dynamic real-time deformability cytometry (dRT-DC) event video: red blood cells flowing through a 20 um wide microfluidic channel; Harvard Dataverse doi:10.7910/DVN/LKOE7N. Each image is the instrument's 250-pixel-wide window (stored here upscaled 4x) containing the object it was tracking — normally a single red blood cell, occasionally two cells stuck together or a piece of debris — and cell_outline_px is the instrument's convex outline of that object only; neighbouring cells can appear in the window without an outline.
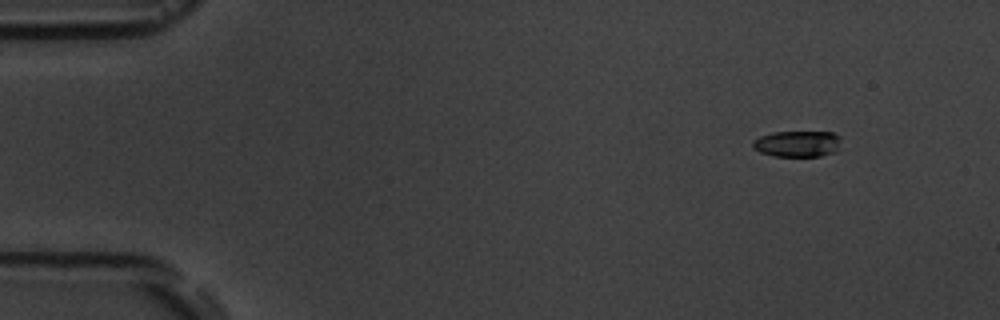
{"species": "common noctule bat (a hibernating species)", "species_latin": "Nyctalus noctula", "temperature_condition": "room temperature", "stored_images_in_passage": 4, "camera_frame_rate_fps": 3000, "um_per_image_px": 0.085, "animal": {"sex": "male", "body_mass_g": 19.5, "forearm_length_mm": 54.6}, "frame": {"image": 1, "passage_image": 4, "time_ms": 4.333, "image_size_px": [1000, 320], "cell_outline_px": [[840, 140], [836, 152], [820, 156], [772, 156], [760, 152], [752, 144], [752, 140], [760, 136], [772, 132], [832, 132], [840, 136]], "centroid_in_image_um": [67.78, 12.22], "position_along_channel_um": 17.2, "area_um2": 13.47}}